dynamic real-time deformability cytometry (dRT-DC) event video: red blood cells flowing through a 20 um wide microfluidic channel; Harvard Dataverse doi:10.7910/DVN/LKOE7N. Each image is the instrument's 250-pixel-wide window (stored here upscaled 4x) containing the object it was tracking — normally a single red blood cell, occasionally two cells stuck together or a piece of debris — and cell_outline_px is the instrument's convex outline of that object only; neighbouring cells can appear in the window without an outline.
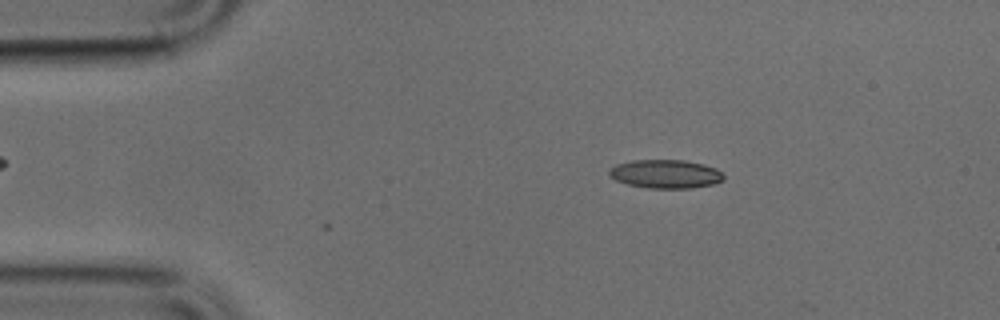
{"species": "common noctule bat (a hibernating species)", "species_latin": "Nyctalus noctula", "temperature_condition": "cold", "stored_images_in_passage": 9, "camera_frame_rate_fps": 3000, "um_per_image_px": 0.085, "animal": {"sex": "male", "body_mass_g": 17.9, "forearm_length_mm": 54.2}, "frame": {"image": 1, "passage_image": 4, "time_ms": 1.0, "image_size_px": [1000, 320], "cell_outline_px": [[724, 180], [712, 184], [692, 188], [648, 188], [628, 184], [616, 180], [608, 176], [608, 172], [616, 164], [632, 160], [684, 160], [704, 164], [716, 168], [724, 176]], "centroid_in_image_um": [56.57, 14.78], "position_along_channel_um": 28.4, "area_um2": 19.07}}